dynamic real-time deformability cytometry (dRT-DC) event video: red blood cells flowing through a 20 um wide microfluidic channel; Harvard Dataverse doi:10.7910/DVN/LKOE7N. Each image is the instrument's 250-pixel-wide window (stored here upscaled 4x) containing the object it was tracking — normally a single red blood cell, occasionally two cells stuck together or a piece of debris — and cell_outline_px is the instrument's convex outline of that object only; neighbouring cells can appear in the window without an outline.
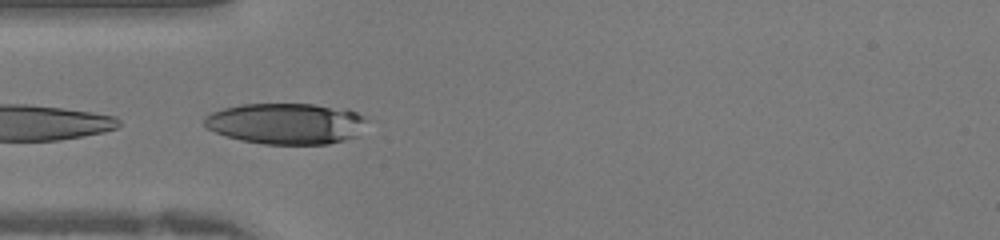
{"species": "human", "species_latin": "Homo sapiens", "temperature_condition": "warm", "stored_images_in_passage": 15, "camera_frame_rate_fps": 3000, "um_per_image_px": 0.085, "donor": {"sex": "female"}, "frame": {"image": 1, "passage_image": 12, "time_ms": 3.667, "image_size_px": [1000, 240], "cell_outline_px": [[364, 120], [356, 136], [344, 140], [328, 144], [264, 144], [240, 140], [216, 132], [208, 128], [204, 124], [204, 116], [212, 112], [224, 108], [244, 104], [312, 104], [348, 108], [364, 116]], "centroid_in_image_um": [24.3, 10.49], "position_along_channel_um": 60.7, "area_um2": 38.67}}